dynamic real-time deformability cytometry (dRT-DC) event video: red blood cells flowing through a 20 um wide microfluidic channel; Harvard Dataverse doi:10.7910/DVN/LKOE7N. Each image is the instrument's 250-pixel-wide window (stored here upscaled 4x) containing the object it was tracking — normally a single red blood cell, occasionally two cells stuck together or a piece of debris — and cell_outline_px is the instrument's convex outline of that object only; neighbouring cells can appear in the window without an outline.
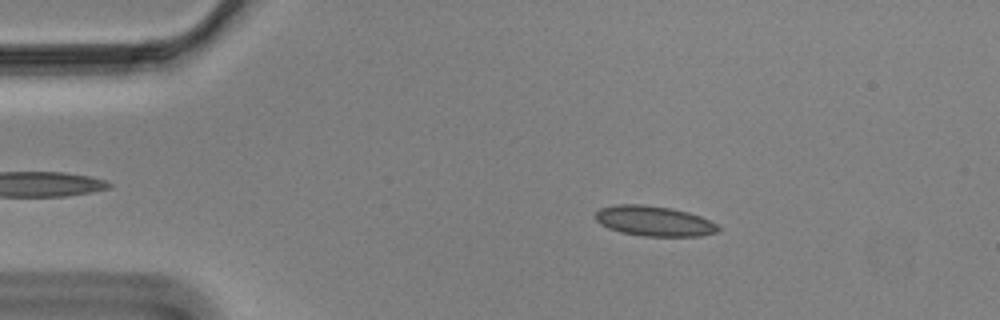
{"species": "Egyptian fruit bat (a non-hibernating species)", "species_latin": "Rousettus aegyptiacus", "temperature_condition": "cold", "stored_images_in_passage": 48, "camera_frame_rate_fps": 3000, "um_per_image_px": 0.085, "animal": {"sex": "male"}, "frame": {"image": 1, "passage_image": 9, "time_ms": 2.667, "image_size_px": [1000, 320], "cell_outline_px": [[720, 228], [716, 232], [700, 236], [644, 236], [620, 232], [608, 228], [600, 224], [596, 220], [596, 212], [600, 208], [616, 204], [644, 204], [672, 208], [688, 212], [700, 216], [716, 224]], "centroid_in_image_um": [55.57, 18.78], "position_along_channel_um": 29.4, "area_um2": 21.56}}
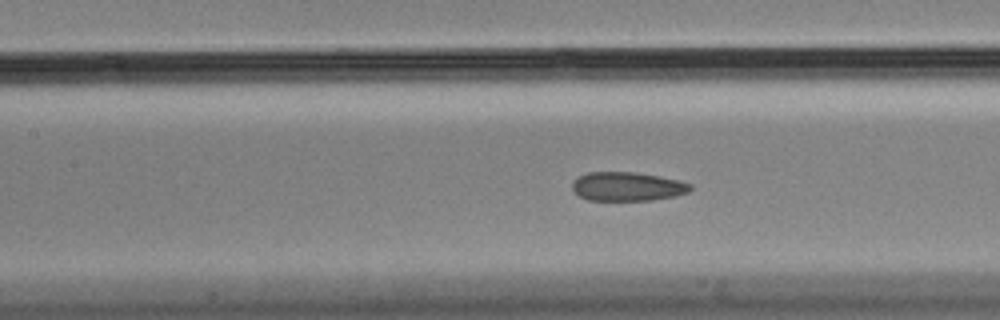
{"frame": {"image": 2, "passage_image": 24, "time_ms": 7.667, "image_size_px": [1000, 320], "cell_outline_px": [[692, 188], [688, 192], [676, 196], [652, 200], [588, 200], [580, 196], [572, 188], [572, 184], [580, 176], [588, 172], [632, 172], [660, 176], [680, 180], [692, 184]], "centroid_in_image_um": [53.38, 15.85], "position_along_channel_um": 154.0, "area_um2": 19.83}}
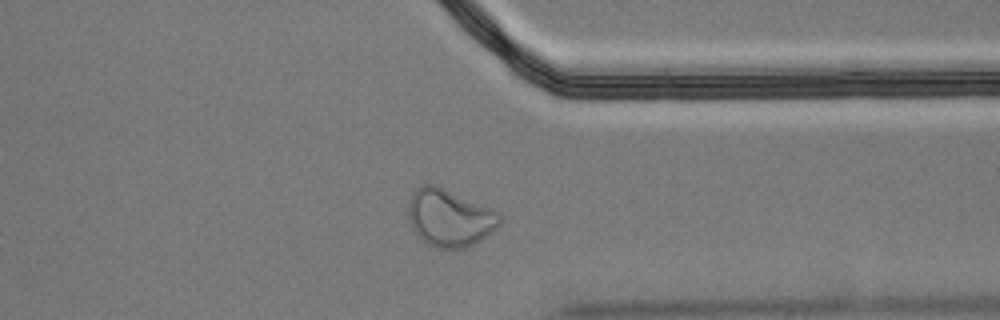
{"frame": {"image": 3, "passage_image": 43, "time_ms": 14.0, "image_size_px": [1000, 320], "cell_outline_px": [[500, 224], [492, 232], [480, 240], [464, 248], [440, 248], [428, 244], [420, 240], [412, 232], [408, 220], [408, 200], [412, 192], [416, 188], [424, 184], [436, 184], [492, 208], [500, 216]], "centroid_in_image_um": [38.15, 18.5], "position_along_channel_um": 373.2, "area_um2": 30.92}, "authors_computed_cell_mechanics": {"area_um2": 20.9814, "velocity_mm_per_s": 3.5037, "shape_relaxation_time_tau1_ms": null, "shape_relaxation_time_tau2_ms": 1.0262, "deformation_change_tau1": null, "deformation_change_tau2": 0.0497}}